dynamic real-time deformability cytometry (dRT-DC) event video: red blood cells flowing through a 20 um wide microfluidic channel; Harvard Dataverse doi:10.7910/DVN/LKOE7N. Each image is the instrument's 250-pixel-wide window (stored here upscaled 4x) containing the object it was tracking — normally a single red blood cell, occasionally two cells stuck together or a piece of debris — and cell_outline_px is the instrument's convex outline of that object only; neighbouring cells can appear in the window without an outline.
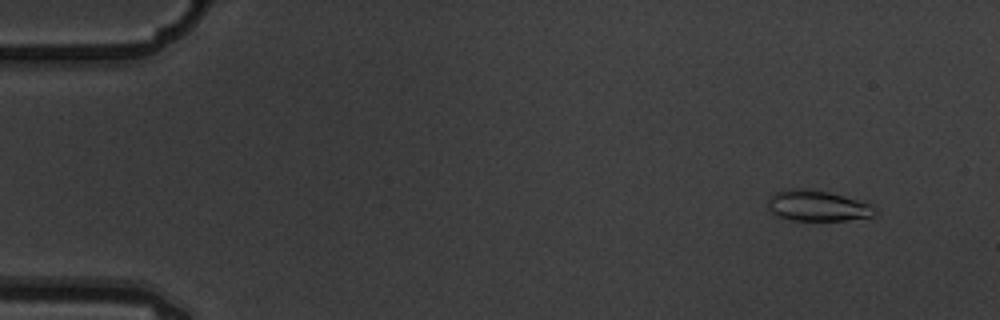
{"species": "common noctule bat (a hibernating species)", "species_latin": "Nyctalus noctula", "temperature_condition": "warm", "stored_images_in_passage": 6, "camera_frame_rate_fps": 3000, "um_per_image_px": 0.085, "animal": {"sex": "male", "body_mass_g": 19.5, "forearm_length_mm": 54.6}, "frame": {"image": 1, "passage_image": 2, "time_ms": 0.333, "image_size_px": [1000, 320], "cell_outline_px": [[876, 212], [872, 216], [844, 220], [792, 220], [776, 216], [768, 208], [768, 200], [776, 192], [788, 188], [808, 188], [828, 192], [872, 204], [876, 208]], "centroid_in_image_um": [69.46, 17.48], "position_along_channel_um": 15.5, "area_um2": 19.07}}